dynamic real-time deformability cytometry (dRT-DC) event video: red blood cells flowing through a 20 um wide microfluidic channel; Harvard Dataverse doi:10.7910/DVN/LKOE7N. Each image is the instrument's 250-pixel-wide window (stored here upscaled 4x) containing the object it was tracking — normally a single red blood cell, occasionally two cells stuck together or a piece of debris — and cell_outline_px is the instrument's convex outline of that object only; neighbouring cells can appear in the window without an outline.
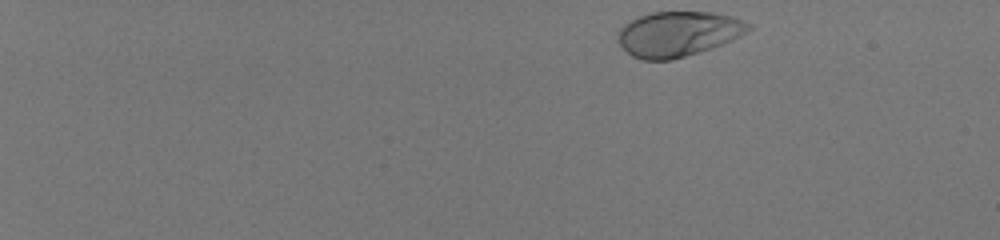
{"species": "human", "species_latin": "Homo sapiens", "temperature_condition": "room temperature", "stored_images_in_passage": 47, "camera_frame_rate_fps": 3000, "um_per_image_px": 0.085, "donor": {"sex": "male"}, "frame": {"image": 1, "passage_image": 1, "time_ms": 0.0, "image_size_px": [1000, 240], "cell_outline_px": [[752, 28], [740, 36], [724, 44], [712, 48], [672, 60], [644, 60], [632, 56], [620, 44], [616, 32], [624, 24], [640, 16], [652, 12], [712, 12], [732, 16], [744, 20], [752, 24]], "centroid_in_image_um": [57.67, 2.88], "position_along_channel_um": 27.3, "area_um2": 34.39}}
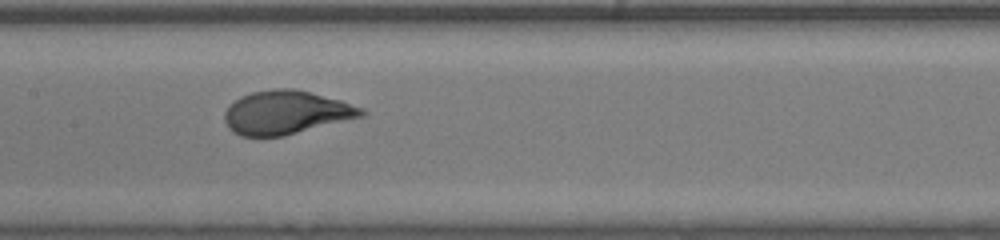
{"frame": {"image": 2, "passage_image": 25, "time_ms": 8.0, "image_size_px": [1000, 240], "cell_outline_px": [[368, 112], [364, 116], [284, 136], [240, 136], [232, 132], [228, 128], [224, 120], [224, 112], [240, 96], [252, 92], [272, 88], [292, 88], [340, 100], [364, 108]], "centroid_in_image_um": [24.32, 9.57], "position_along_channel_um": 183.1, "area_um2": 34.74}}
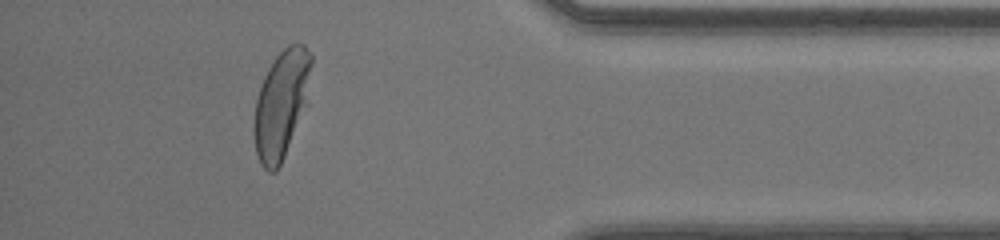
{"frame": {"image": 3, "passage_image": 43, "time_ms": 14.0, "image_size_px": [1000, 240], "cell_outline_px": [[312, 64], [308, 104], [284, 156], [276, 172], [268, 172], [260, 164], [256, 152], [252, 132], [252, 128], [256, 100], [264, 76], [268, 68], [276, 56], [288, 44], [304, 44], [312, 56]], "centroid_in_image_um": [23.92, 8.86], "position_along_channel_um": 411.3, "area_um2": 36.41}, "authors_computed_cell_mechanics": {"area_um2": 34.7378, "velocity_mm_per_s": 4.123, "shape_relaxation_time_tau1_ms": 2.474, "shape_relaxation_time_tau2_ms": null, "deformation_change_tau1": 0.1826, "deformation_change_tau2": null}}